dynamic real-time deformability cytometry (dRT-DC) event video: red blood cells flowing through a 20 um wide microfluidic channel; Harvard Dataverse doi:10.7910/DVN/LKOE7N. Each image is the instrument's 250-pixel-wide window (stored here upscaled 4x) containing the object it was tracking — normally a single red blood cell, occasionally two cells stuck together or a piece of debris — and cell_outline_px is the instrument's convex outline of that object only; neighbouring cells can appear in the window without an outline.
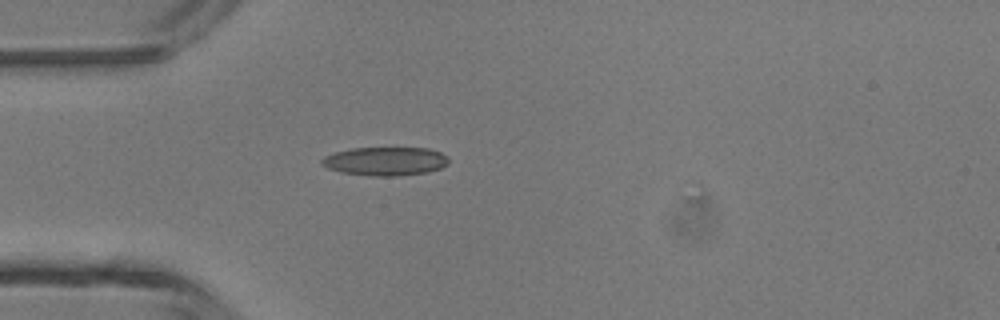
{"species": "common noctule bat (a hibernating species)", "species_latin": "Nyctalus noctula", "temperature_condition": "room temperature", "stored_images_in_passage": 34, "camera_frame_rate_fps": 3000, "um_per_image_px": 0.085, "animal": {"sex": "male", "body_mass_g": 13.3}, "frame": {"image": 1, "passage_image": 1, "time_ms": 0.0, "image_size_px": [1000, 320], "cell_outline_px": [[448, 164], [440, 168], [428, 172], [392, 176], [368, 176], [340, 172], [328, 168], [320, 164], [320, 160], [324, 156], [336, 152], [352, 148], [428, 148], [440, 152], [448, 156]], "centroid_in_image_um": [32.73, 13.7], "position_along_channel_um": 52.3, "area_um2": 21.21}}
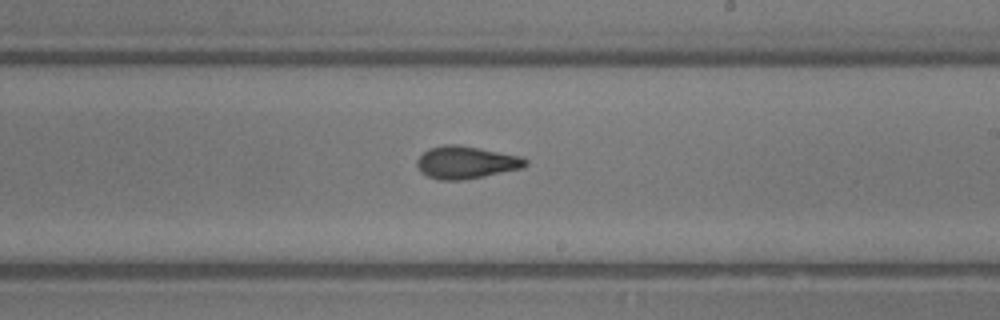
{"frame": {"image": 2, "passage_image": 15, "time_ms": 4.667, "image_size_px": [1000, 320], "cell_outline_px": [[528, 164], [524, 168], [464, 180], [440, 180], [428, 176], [420, 172], [416, 164], [416, 160], [428, 148], [444, 144], [456, 144], [480, 148], [520, 156], [528, 160]], "centroid_in_image_um": [39.61, 13.8], "position_along_channel_um": 249.4, "area_um2": 20.69}}
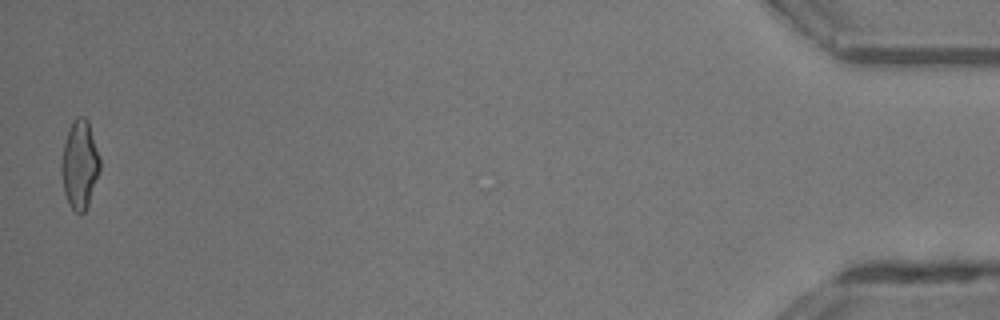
{"frame": {"image": 3, "passage_image": 34, "time_ms": 11.0, "image_size_px": [1000, 320], "cell_outline_px": [[100, 172], [88, 204], [84, 212], [80, 216], [68, 204], [64, 192], [60, 168], [60, 164], [64, 144], [68, 128], [72, 120], [76, 116], [84, 116], [88, 120], [100, 156]], "centroid_in_image_um": [6.77, 13.97], "position_along_channel_um": 428.4, "area_um2": 20.17}, "authors_computed_cell_mechanics": {"area_um2": 19.7965, "velocity_mm_per_s": 4.3896, "shape_relaxation_time_tau1_ms": 6.4216, "shape_relaxation_time_tau2_ms": 1.7348, "deformation_change_tau1": 0.2329, "deformation_change_tau2": 0.0983}}